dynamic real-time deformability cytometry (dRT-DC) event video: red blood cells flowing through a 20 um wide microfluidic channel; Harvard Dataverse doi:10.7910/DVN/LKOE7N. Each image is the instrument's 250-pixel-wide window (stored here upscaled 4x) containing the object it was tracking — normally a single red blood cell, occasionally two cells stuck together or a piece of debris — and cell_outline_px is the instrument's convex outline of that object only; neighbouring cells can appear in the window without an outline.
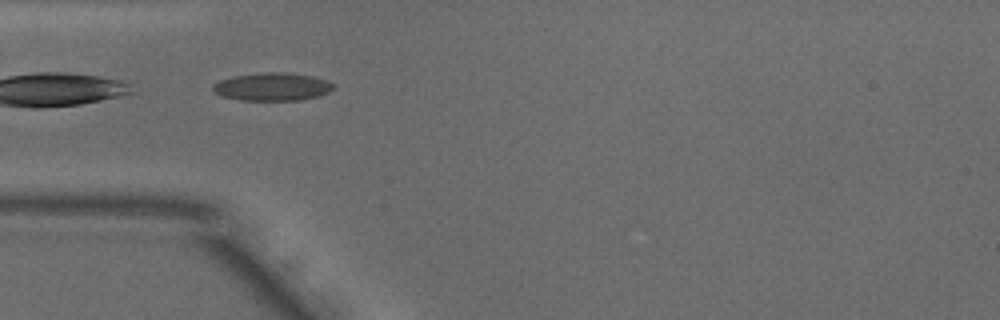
{"species": "common noctule bat (a hibernating species)", "species_latin": "Nyctalus noctula", "temperature_condition": "warm", "stored_images_in_passage": 29, "camera_frame_rate_fps": 3000, "um_per_image_px": 0.085, "animal": {"sex": "male", "body_mass_g": 18.8}, "frame": {"image": 1, "passage_image": 1, "time_ms": 0.0, "image_size_px": [1000, 320], "cell_outline_px": [[336, 88], [328, 92], [316, 96], [300, 100], [240, 100], [220, 96], [212, 88], [212, 84], [220, 80], [236, 76], [268, 72], [280, 72], [312, 76], [328, 80]], "centroid_in_image_um": [23.14, 7.38], "position_along_channel_um": 61.9, "area_um2": 19.42}, "authors_computed_cell_mechanics": {"area_um2": 18.496, "velocity_mm_per_s": 3.8881, "shape_relaxation_time_tau1_ms": 3.624, "shape_relaxation_time_tau2_ms": 1.1754, "deformation_change_tau1": 0.134, "deformation_change_tau2": 0.0961}}